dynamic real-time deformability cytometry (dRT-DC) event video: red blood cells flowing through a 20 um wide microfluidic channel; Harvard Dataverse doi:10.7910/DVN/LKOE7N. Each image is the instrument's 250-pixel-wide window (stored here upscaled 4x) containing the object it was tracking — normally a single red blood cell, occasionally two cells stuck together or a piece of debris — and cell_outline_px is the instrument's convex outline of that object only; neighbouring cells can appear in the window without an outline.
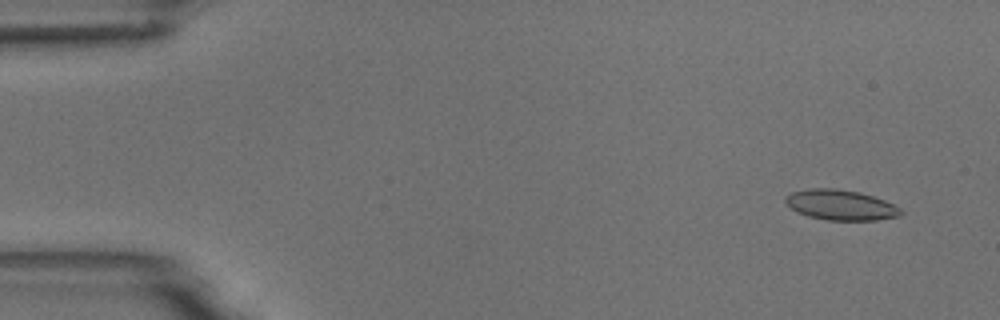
{"species": "common noctule bat (a hibernating species)", "species_latin": "Nyctalus noctula", "temperature_condition": "room temperature", "stored_images_in_passage": 6, "camera_frame_rate_fps": 3000, "um_per_image_px": 0.085, "animal": {"sex": "male", "body_mass_g": 18.8}, "frame": {"image": 1, "passage_image": 2, "time_ms": 1.0, "image_size_px": [1000, 320], "cell_outline_px": [[904, 212], [900, 216], [876, 220], [828, 220], [808, 216], [792, 208], [784, 200], [792, 192], [812, 188], [836, 188], [860, 192], [884, 200], [900, 208]], "centroid_in_image_um": [71.5, 17.42], "position_along_channel_um": 13.5, "area_um2": 20.11}}
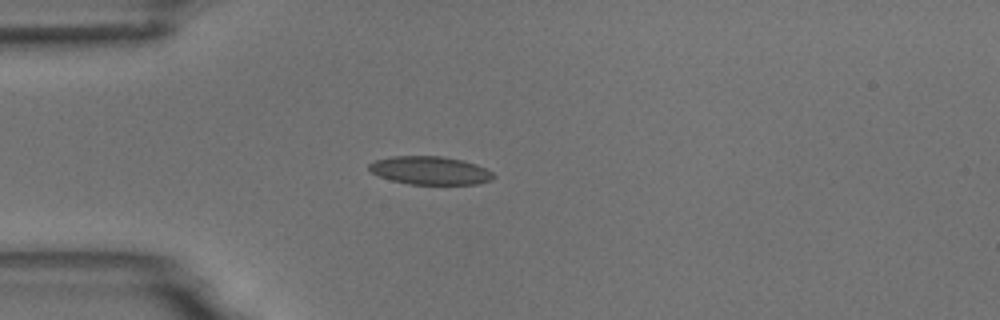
{"frame": {"image": 2, "passage_image": 5, "time_ms": 4.667, "image_size_px": [1000, 320], "cell_outline_px": [[496, 176], [492, 180], [480, 184], [408, 184], [392, 180], [380, 176], [372, 172], [368, 168], [368, 164], [376, 160], [392, 156], [440, 156], [460, 160], [476, 164], [492, 172]], "centroid_in_image_um": [36.57, 14.49], "position_along_channel_um": 48.4, "area_um2": 20.35}}